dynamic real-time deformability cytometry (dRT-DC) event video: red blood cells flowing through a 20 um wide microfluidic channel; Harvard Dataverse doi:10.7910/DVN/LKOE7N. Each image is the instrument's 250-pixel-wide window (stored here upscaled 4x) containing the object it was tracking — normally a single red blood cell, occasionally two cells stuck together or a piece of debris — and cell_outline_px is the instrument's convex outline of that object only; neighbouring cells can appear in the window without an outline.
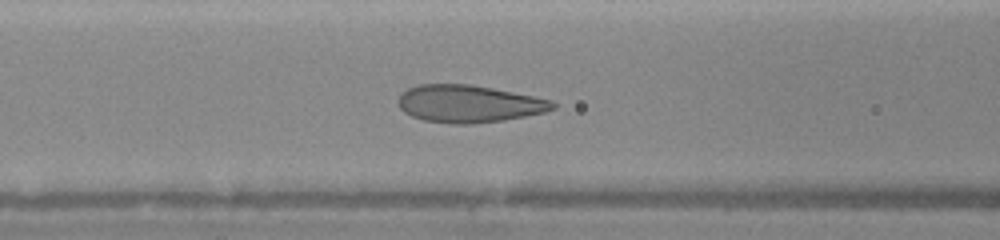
{"species": "human", "species_latin": "Homo sapiens", "temperature_condition": "warm", "stored_images_in_passage": 40, "camera_frame_rate_fps": 3000, "um_per_image_px": 0.085, "donor": {"sex": "female"}, "frame": {"image": 1, "passage_image": 9, "time_ms": 3.0, "image_size_px": [1000, 240], "cell_outline_px": [[556, 108], [544, 112], [504, 120], [472, 124], [452, 124], [424, 120], [412, 116], [404, 112], [400, 108], [400, 96], [408, 88], [416, 84], [468, 84], [492, 88], [552, 100], [556, 104]], "centroid_in_image_um": [39.86, 8.82], "position_along_channel_um": 126.7, "area_um2": 33.41}}
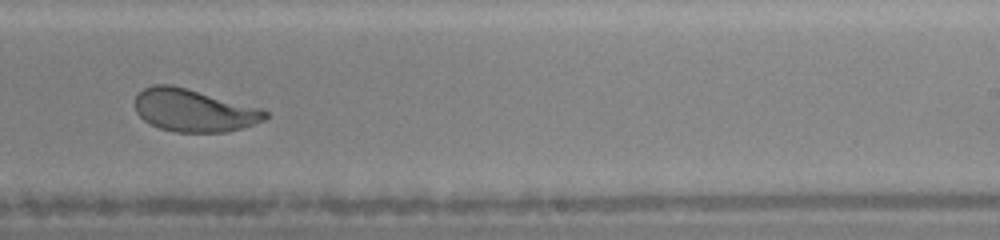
{"frame": {"image": 2, "passage_image": 22, "time_ms": 6.333, "image_size_px": [1000, 240], "cell_outline_px": [[268, 116], [264, 120], [228, 132], [176, 132], [160, 128], [144, 120], [136, 112], [136, 96], [144, 88], [152, 84], [172, 84], [188, 88], [264, 108], [268, 112]], "centroid_in_image_um": [16.51, 9.36], "position_along_channel_um": 272.5, "area_um2": 32.48}}
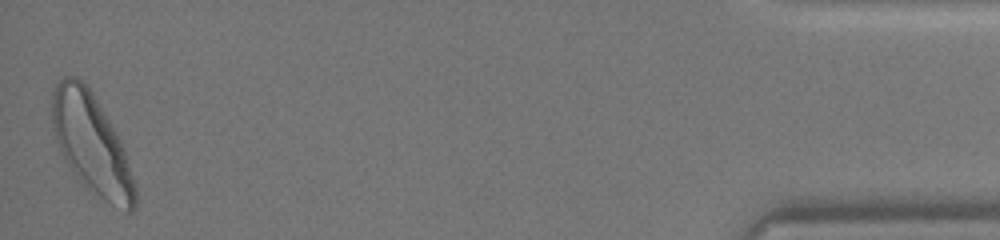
{"frame": {"image": 3, "passage_image": 40, "time_ms": 11.667, "image_size_px": [1000, 240], "cell_outline_px": [[136, 208], [132, 212], [128, 212], [104, 200], [68, 164], [56, 140], [52, 128], [52, 92], [56, 84], [64, 76], [76, 76], [92, 92], [120, 140], [136, 188]], "centroid_in_image_um": [7.78, 12.18], "position_along_channel_um": 427.4, "area_um2": 46.41}}